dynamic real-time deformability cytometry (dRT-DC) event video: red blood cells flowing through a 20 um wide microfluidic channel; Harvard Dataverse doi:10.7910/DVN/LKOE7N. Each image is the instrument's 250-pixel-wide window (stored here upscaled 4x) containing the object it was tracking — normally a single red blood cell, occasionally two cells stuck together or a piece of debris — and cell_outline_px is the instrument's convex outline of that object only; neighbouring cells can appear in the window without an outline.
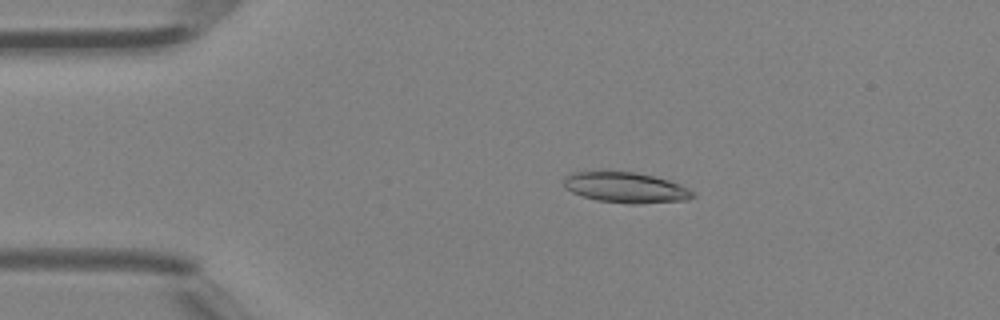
{"species": "Egyptian fruit bat (a non-hibernating species)", "species_latin": "Rousettus aegyptiacus", "temperature_condition": "room temperature", "stored_images_in_passage": 4, "camera_frame_rate_fps": 3000, "um_per_image_px": 0.085, "animal": {"sex": "female"}, "frame": {"image": 1, "passage_image": 3, "time_ms": 0.667, "image_size_px": [1000, 320], "cell_outline_px": [[696, 196], [688, 200], [640, 204], [628, 204], [596, 200], [580, 196], [564, 188], [564, 176], [572, 172], [608, 168], [636, 172], [668, 180], [680, 184], [696, 192]], "centroid_in_image_um": [53.14, 15.9], "position_along_channel_um": 31.9, "area_um2": 24.1}}